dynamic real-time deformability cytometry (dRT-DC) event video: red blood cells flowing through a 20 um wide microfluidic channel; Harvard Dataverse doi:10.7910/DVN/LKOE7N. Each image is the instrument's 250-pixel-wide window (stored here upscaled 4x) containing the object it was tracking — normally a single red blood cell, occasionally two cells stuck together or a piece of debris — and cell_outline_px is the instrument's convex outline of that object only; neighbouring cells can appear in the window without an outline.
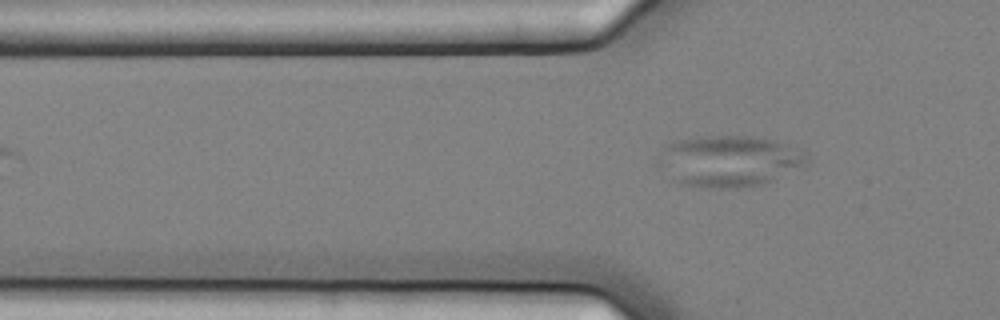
{"species": "common noctule bat (a hibernating species)", "species_latin": "Nyctalus noctula", "temperature_condition": "cold", "stored_images_in_passage": 7, "camera_frame_rate_fps": 3000, "um_per_image_px": 0.085, "animal": {"sex": "female", "body_mass_g": 25.1}, "frame": {"image": 1, "passage_image": 4, "time_ms": 1.0, "image_size_px": [1000, 320], "cell_outline_px": [[808, 164], [772, 180], [760, 184], [740, 188], [708, 188], [680, 184], [672, 180], [656, 168], [652, 164], [672, 144], [680, 140], [700, 136], [752, 136], [772, 140], [796, 148], [804, 152], [808, 160]], "centroid_in_image_um": [61.91, 13.71], "position_along_channel_um": 63.9, "area_um2": 44.33}}
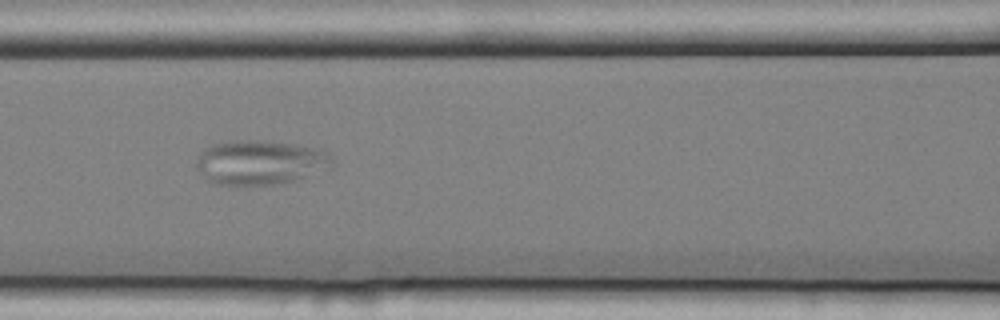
{"frame": {"image": 2, "passage_image": 6, "time_ms": 1.667, "image_size_px": [1000, 320], "cell_outline_px": [[332, 168], [296, 180], [272, 184], [216, 184], [208, 180], [196, 168], [196, 160], [200, 152], [204, 148], [212, 144], [236, 140], [260, 140], [296, 144], [316, 148], [328, 152], [332, 156]], "centroid_in_image_um": [22.13, 13.79], "position_along_channel_um": 144.5, "area_um2": 35.2}}
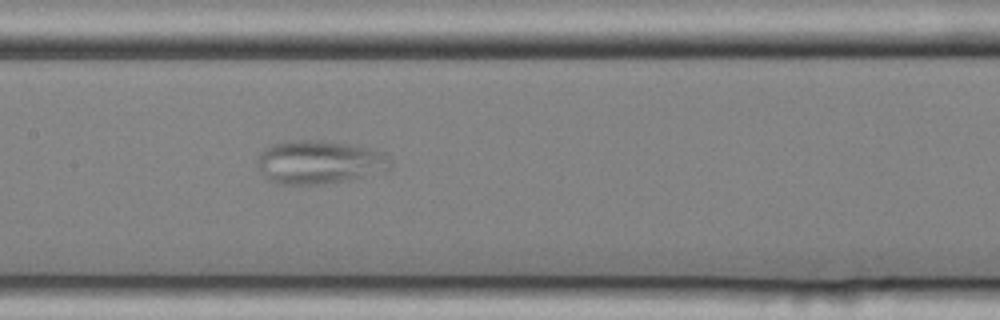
{"frame": {"image": 3, "passage_image": 7, "time_ms": 2.0, "image_size_px": [1000, 320], "cell_outline_px": [[392, 164], [388, 168], [360, 176], [344, 180], [320, 184], [276, 184], [268, 180], [260, 172], [256, 164], [256, 156], [260, 152], [272, 144], [292, 140], [320, 140], [348, 144], [372, 148], [388, 156], [392, 160]], "centroid_in_image_um": [27.04, 13.77], "position_along_channel_um": 180.4, "area_um2": 33.47}}